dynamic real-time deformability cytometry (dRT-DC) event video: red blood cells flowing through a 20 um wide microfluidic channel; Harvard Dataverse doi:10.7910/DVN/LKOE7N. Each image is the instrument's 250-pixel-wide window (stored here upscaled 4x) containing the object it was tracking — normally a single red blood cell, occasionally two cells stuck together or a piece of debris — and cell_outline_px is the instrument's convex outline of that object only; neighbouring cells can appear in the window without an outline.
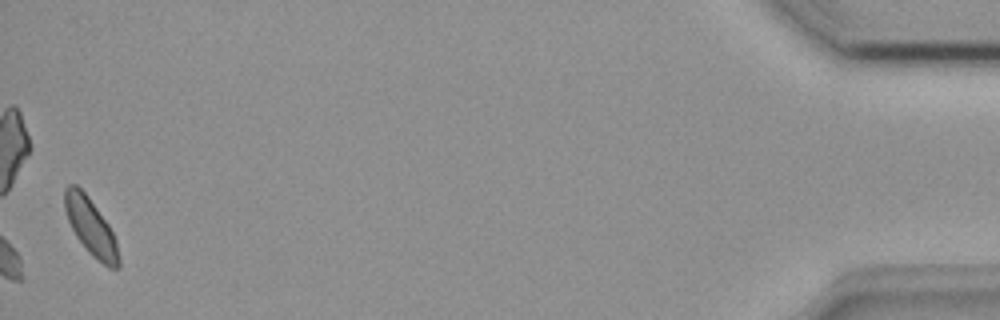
{"species": "common noctule bat (a hibernating species)", "species_latin": "Nyctalus noctula", "temperature_condition": "room temperature", "stored_images_in_passage": 32, "camera_frame_rate_fps": 3000, "um_per_image_px": 0.085, "animal": {"sex": "female", "body_mass_g": 18.4}, "frame": {"image": 1, "passage_image": 32, "time_ms": 10.333, "image_size_px": [1000, 320], "cell_outline_px": [[120, 268], [108, 268], [92, 256], [88, 252], [76, 236], [68, 220], [64, 208], [64, 188], [68, 184], [76, 184], [88, 196], [108, 224], [116, 240], [120, 260]], "centroid_in_image_um": [7.71, 19.29], "position_along_channel_um": 427.5, "area_um2": 17.92}}